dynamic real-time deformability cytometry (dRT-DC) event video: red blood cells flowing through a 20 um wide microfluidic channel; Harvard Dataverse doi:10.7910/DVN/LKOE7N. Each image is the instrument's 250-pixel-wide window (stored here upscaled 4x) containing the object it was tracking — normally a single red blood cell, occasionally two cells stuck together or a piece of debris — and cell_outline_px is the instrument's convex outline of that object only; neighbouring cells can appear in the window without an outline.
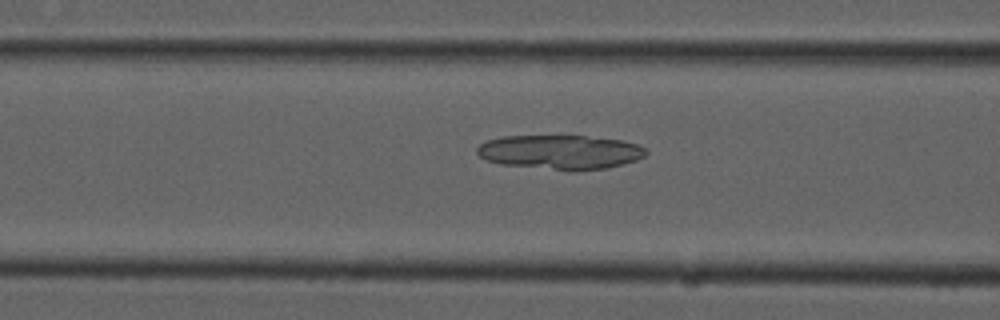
{"species": "common noctule bat (a hibernating species)", "species_latin": "Nyctalus noctula", "temperature_condition": "cold", "stored_images_in_passage": 54, "camera_frame_rate_fps": 3000, "um_per_image_px": 0.085, "animal": {"sex": "male", "forearm_length_mm": 52.5}, "frame": {"image": 1, "passage_image": 21, "time_ms": 6.667, "image_size_px": [1000, 320], "cell_outline_px": [[648, 152], [644, 156], [636, 160], [608, 168], [576, 172], [572, 172], [500, 164], [488, 160], [480, 156], [476, 152], [476, 148], [480, 144], [488, 140], [504, 136], [584, 136], [624, 140], [636, 144], [644, 148]], "centroid_in_image_um": [47.63, 12.95], "position_along_channel_um": 119.0, "area_um2": 34.1}}
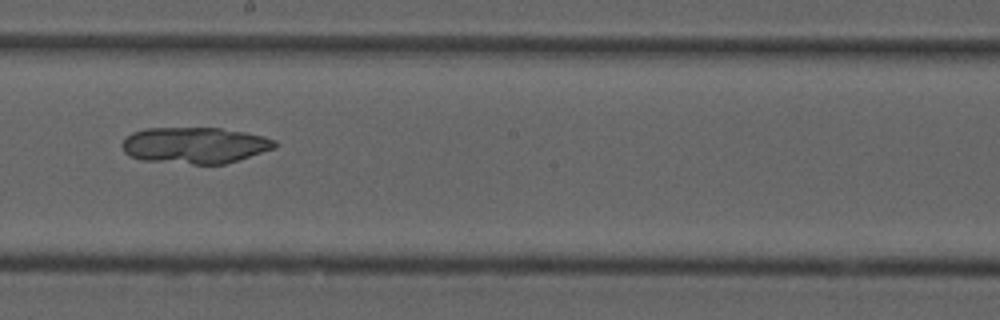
{"frame": {"image": 2, "passage_image": 30, "time_ms": 9.667, "image_size_px": [1000, 320], "cell_outline_px": [[276, 148], [224, 164], [192, 164], [140, 160], [128, 156], [124, 152], [120, 144], [132, 132], [144, 128], [220, 128], [244, 132], [264, 136], [276, 140]], "centroid_in_image_um": [16.53, 12.35], "position_along_channel_um": 231.7, "area_um2": 32.43}}
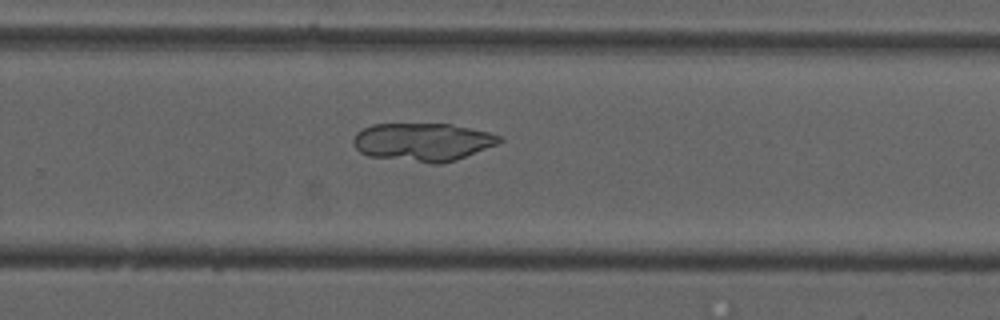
{"frame": {"image": 3, "passage_image": 35, "time_ms": 11.333, "image_size_px": [1000, 320], "cell_outline_px": [[504, 140], [496, 144], [456, 160], [436, 164], [432, 164], [368, 156], [360, 152], [352, 144], [352, 140], [356, 132], [372, 124], [452, 124], [488, 132], [500, 136]], "centroid_in_image_um": [35.89, 12.07], "position_along_channel_um": 293.9, "area_um2": 32.43}}